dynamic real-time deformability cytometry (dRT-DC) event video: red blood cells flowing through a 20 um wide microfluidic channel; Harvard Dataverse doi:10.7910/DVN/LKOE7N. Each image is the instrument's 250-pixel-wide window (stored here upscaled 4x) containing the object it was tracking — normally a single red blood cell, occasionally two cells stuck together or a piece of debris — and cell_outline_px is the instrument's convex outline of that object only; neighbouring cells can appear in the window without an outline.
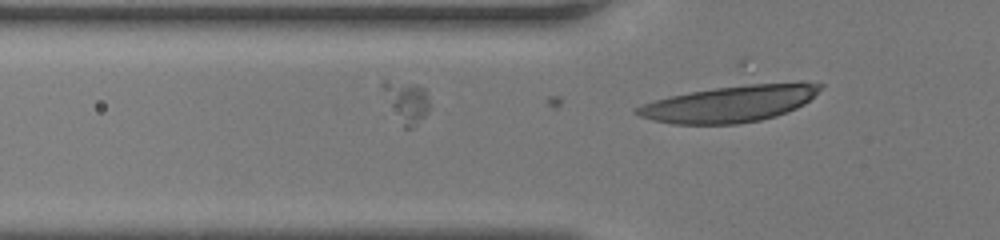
{"species": "human", "species_latin": "Homo sapiens", "temperature_condition": "room temperature", "stored_images_in_passage": 6, "camera_frame_rate_fps": 3000, "um_per_image_px": 0.085, "donor": {"sex": "female"}, "frame": {"image": 1, "passage_image": 6, "time_ms": 1.667, "image_size_px": [1000, 240], "cell_outline_px": [[824, 84], [804, 104], [788, 112], [776, 116], [760, 120], [736, 124], [672, 124], [652, 120], [640, 116], [632, 112], [632, 108], [640, 104], [672, 96], [692, 92], [716, 88], [748, 84], [800, 80], [804, 80]], "centroid_in_image_um": [62.06, 8.8], "position_along_channel_um": 63.7, "area_um2": 39.25}}